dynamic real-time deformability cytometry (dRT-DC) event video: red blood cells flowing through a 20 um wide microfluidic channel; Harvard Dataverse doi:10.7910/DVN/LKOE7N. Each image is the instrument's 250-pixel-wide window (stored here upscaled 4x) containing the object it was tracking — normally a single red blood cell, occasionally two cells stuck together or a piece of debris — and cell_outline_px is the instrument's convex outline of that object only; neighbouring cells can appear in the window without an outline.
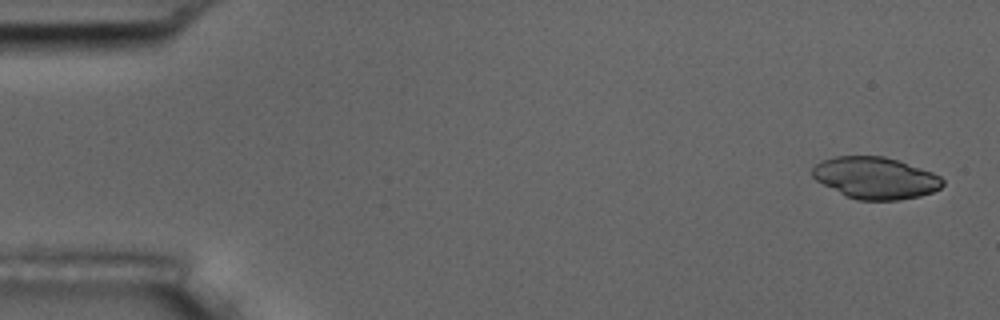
{"species": "common noctule bat (a hibernating species)", "species_latin": "Nyctalus noctula", "temperature_condition": "room temperature", "stored_images_in_passage": 4, "camera_frame_rate_fps": 3000, "um_per_image_px": 0.085, "animal": {"sex": "male", "body_mass_g": 17.5, "forearm_length_mm": 52.3}, "frame": {"image": 1, "passage_image": 1, "time_ms": 0.0, "image_size_px": [1000, 320], "cell_outline_px": [[944, 184], [940, 188], [932, 192], [920, 196], [900, 200], [856, 200], [844, 196], [816, 180], [812, 176], [812, 168], [820, 160], [836, 156], [884, 156], [932, 172], [940, 176], [944, 180]], "centroid_in_image_um": [74.39, 15.13], "position_along_channel_um": 10.6, "area_um2": 31.79}}